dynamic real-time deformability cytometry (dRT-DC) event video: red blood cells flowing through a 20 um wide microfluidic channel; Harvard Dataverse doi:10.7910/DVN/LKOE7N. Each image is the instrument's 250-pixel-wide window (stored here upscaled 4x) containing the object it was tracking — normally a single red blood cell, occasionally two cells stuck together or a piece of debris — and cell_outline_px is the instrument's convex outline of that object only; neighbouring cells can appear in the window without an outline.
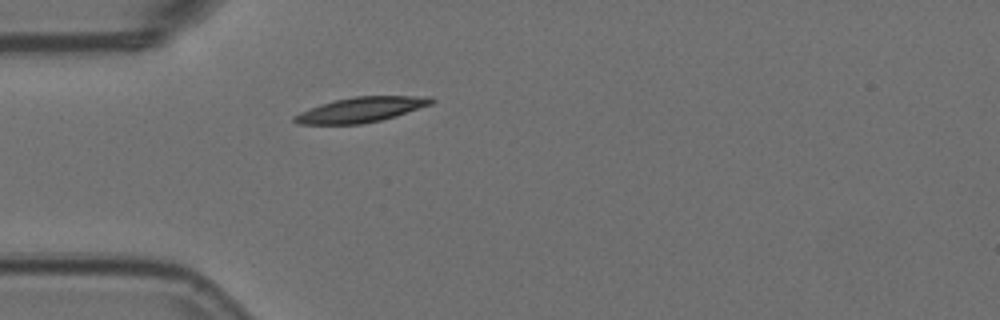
{"species": "Egyptian fruit bat (a non-hibernating species)", "species_latin": "Rousettus aegyptiacus", "temperature_condition": "room temperature", "stored_images_in_passage": 4, "camera_frame_rate_fps": 3000, "um_per_image_px": 0.085, "animal": {"sex": "female"}, "frame": {"image": 1, "passage_image": 4, "time_ms": 1.0, "image_size_px": [1000, 320], "cell_outline_px": [[436, 100], [432, 104], [396, 116], [380, 120], [360, 124], [296, 124], [292, 120], [292, 116], [300, 112], [320, 104], [352, 96], [432, 96]], "centroid_in_image_um": [30.69, 9.32], "position_along_channel_um": 54.3, "area_um2": 20.06}}